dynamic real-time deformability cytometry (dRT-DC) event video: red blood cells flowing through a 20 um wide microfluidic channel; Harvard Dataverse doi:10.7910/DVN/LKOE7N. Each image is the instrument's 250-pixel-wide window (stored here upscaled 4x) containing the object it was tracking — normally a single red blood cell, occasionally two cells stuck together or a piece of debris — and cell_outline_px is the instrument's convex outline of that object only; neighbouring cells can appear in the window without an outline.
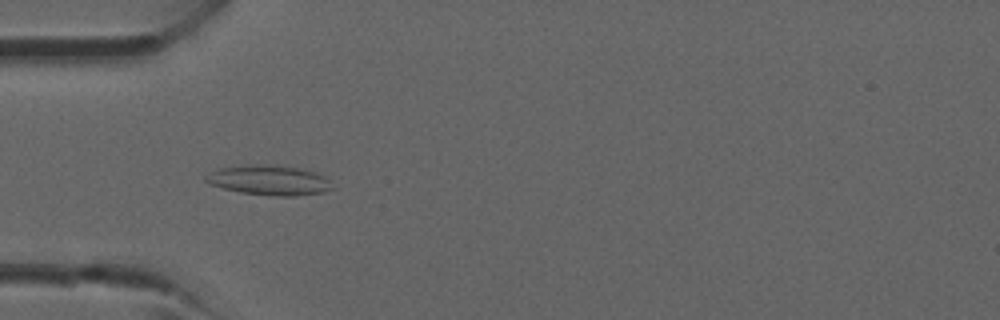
{"species": "common noctule bat (a hibernating species)", "species_latin": "Nyctalus noctula", "temperature_condition": "room temperature", "stored_images_in_passage": 37, "camera_frame_rate_fps": 3000, "um_per_image_px": 0.085, "animal": {"sex": "male", "forearm_length_mm": 52.5}, "frame": {"image": 1, "passage_image": 9, "time_ms": 2.667, "image_size_px": [1000, 320], "cell_outline_px": [[332, 188], [324, 192], [296, 196], [276, 196], [240, 192], [224, 188], [212, 184], [204, 180], [204, 176], [220, 168], [252, 164], [260, 164], [300, 168], [316, 172], [328, 176]], "centroid_in_image_um": [22.93, 15.32], "position_along_channel_um": 62.1, "area_um2": 21.91}}
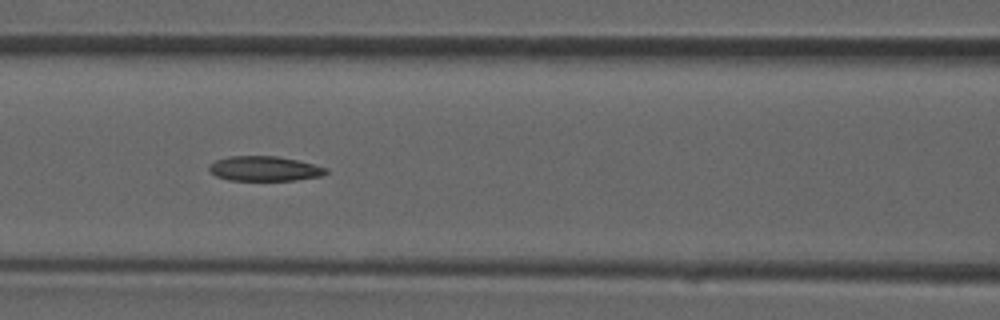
{"frame": {"image": 2, "passage_image": 14, "time_ms": 4.333, "image_size_px": [1000, 320], "cell_outline_px": [[328, 172], [320, 176], [296, 180], [228, 180], [216, 176], [208, 168], [208, 164], [216, 160], [228, 156], [276, 156], [296, 160], [328, 168]], "centroid_in_image_um": [22.45, 14.33], "position_along_channel_um": 144.1, "area_um2": 16.82}}
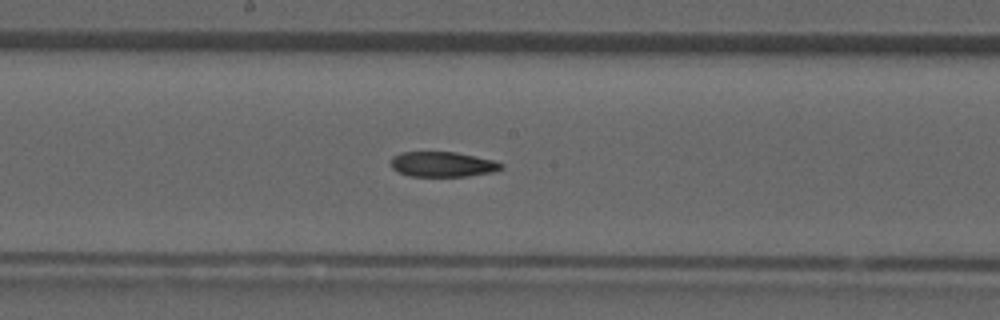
{"frame": {"image": 3, "passage_image": 18, "time_ms": 5.667, "image_size_px": [1000, 320], "cell_outline_px": [[504, 168], [496, 172], [468, 176], [408, 176], [392, 168], [392, 156], [400, 152], [456, 152], [496, 160], [504, 164]], "centroid_in_image_um": [37.69, 13.96], "position_along_channel_um": 210.5, "area_um2": 16.36}}